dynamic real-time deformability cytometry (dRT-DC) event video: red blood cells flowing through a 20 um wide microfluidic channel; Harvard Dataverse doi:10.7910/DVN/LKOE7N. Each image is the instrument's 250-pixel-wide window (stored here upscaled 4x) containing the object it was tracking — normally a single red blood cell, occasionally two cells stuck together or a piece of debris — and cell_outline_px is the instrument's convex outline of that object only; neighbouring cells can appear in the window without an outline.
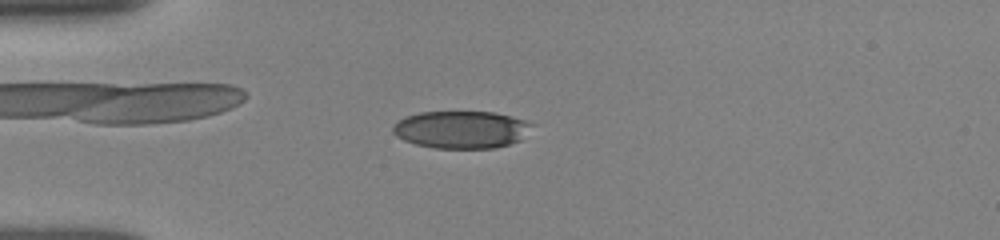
{"species": "human", "species_latin": "Homo sapiens", "temperature_condition": "room temperature", "stored_images_in_passage": 23, "camera_frame_rate_fps": 3000, "um_per_image_px": 0.085, "donor": {"sex": "female"}, "frame": {"image": 1, "passage_image": 12, "time_ms": 4.333, "image_size_px": [1000, 240], "cell_outline_px": [[536, 124], [520, 140], [496, 148], [436, 148], [416, 144], [404, 140], [396, 136], [392, 132], [392, 124], [404, 116], [420, 112], [496, 112], [528, 120]], "centroid_in_image_um": [39.22, 11.0], "position_along_channel_um": 45.8, "area_um2": 30.69}}
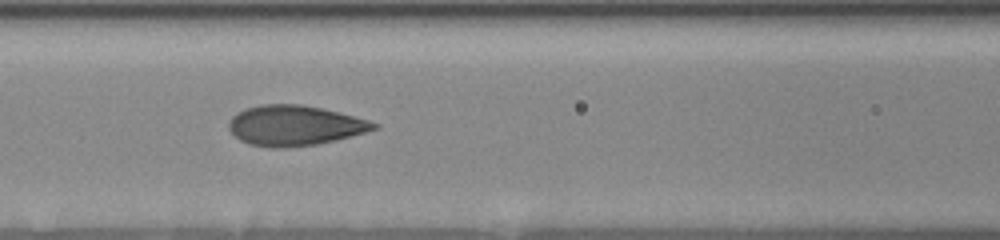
{"frame": {"image": 2, "passage_image": 20, "time_ms": 7.333, "image_size_px": [1000, 240], "cell_outline_px": [[380, 128], [336, 140], [316, 144], [280, 148], [272, 148], [248, 144], [240, 140], [228, 128], [228, 120], [236, 112], [244, 108], [260, 104], [300, 104], [320, 108], [368, 120], [380, 124]], "centroid_in_image_um": [25.01, 10.66], "position_along_channel_um": 141.6, "area_um2": 33.99}}
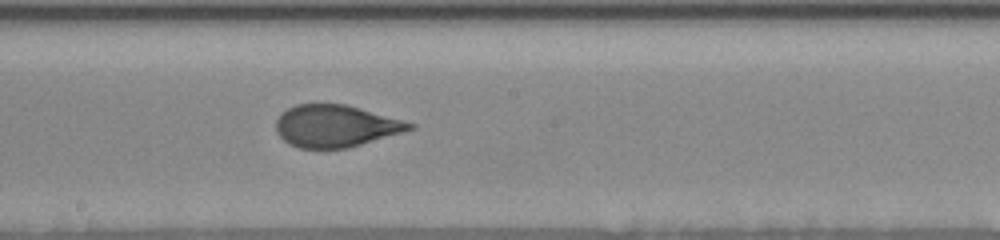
{"frame": {"image": 3, "passage_image": 23, "time_ms": 9.333, "image_size_px": [1000, 240], "cell_outline_px": [[416, 128], [348, 148], [300, 148], [288, 144], [276, 132], [276, 120], [288, 108], [296, 104], [316, 100], [348, 104], [416, 124]], "centroid_in_image_um": [28.5, 10.66], "position_along_channel_um": 219.7, "area_um2": 33.41}}